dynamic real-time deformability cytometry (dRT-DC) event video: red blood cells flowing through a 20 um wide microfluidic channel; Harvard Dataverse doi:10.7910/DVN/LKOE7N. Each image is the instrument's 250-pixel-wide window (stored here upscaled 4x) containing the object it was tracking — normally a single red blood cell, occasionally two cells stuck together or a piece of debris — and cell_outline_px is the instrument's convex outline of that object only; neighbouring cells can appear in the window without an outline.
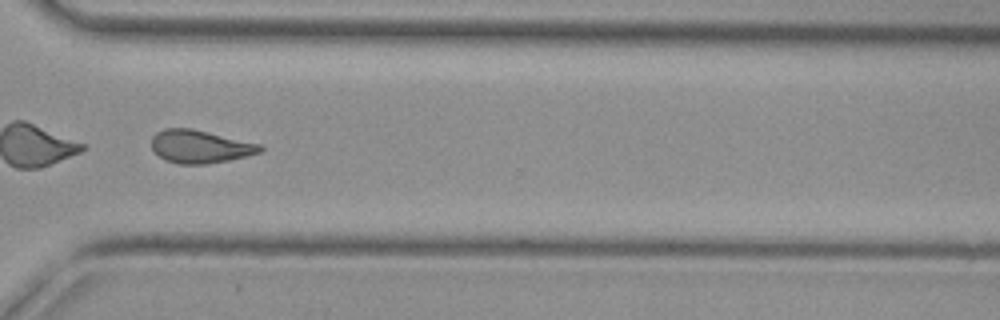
{"species": "common noctule bat (a hibernating species)", "species_latin": "Nyctalus noctula", "temperature_condition": "cold", "stored_images_in_passage": 40, "camera_frame_rate_fps": 3000, "um_per_image_px": 0.085, "animal": {"sex": "female", "body_mass_g": 29.2, "forearm_length_mm": 56.3}, "frame": {"image": 1, "passage_image": 39, "time_ms": 12.667, "image_size_px": [1000, 320], "cell_outline_px": [[264, 148], [260, 152], [228, 160], [204, 164], [176, 164], [164, 160], [152, 148], [152, 136], [156, 132], [164, 128], [192, 128], [260, 144]], "centroid_in_image_um": [16.96, 12.45], "position_along_channel_um": 353.6, "area_um2": 20.75}}